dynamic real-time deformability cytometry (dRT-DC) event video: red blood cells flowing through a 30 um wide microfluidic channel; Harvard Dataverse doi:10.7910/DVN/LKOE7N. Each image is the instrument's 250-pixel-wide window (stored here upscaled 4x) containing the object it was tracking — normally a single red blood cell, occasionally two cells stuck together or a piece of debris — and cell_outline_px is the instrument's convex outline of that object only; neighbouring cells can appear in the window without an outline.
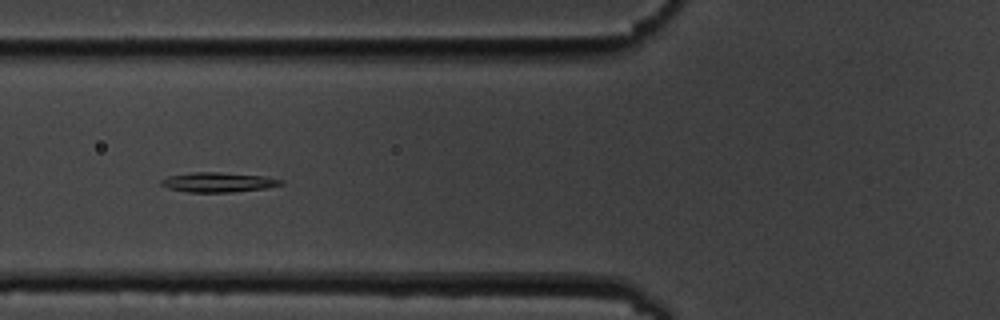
{"species": "common noctule bat (a hibernating species)", "species_latin": "Nyctalus noctula", "temperature_condition": "cold", "stored_images_in_passage": 12, "camera_frame_rate_fps": 3000, "um_per_image_px": 0.085, "animal": {"sex": "male", "body_mass_g": 19.5, "forearm_length_mm": 54.6}, "frame": {"image": 1, "passage_image": 6, "time_ms": 6.667, "image_size_px": [1000, 320], "cell_outline_px": [[284, 184], [264, 188], [232, 192], [188, 192], [168, 188], [160, 184], [160, 180], [168, 176], [192, 172], [220, 172], [268, 176], [284, 180]], "centroid_in_image_um": [18.57, 15.48], "position_along_channel_um": 107.2, "area_um2": 13.87}}
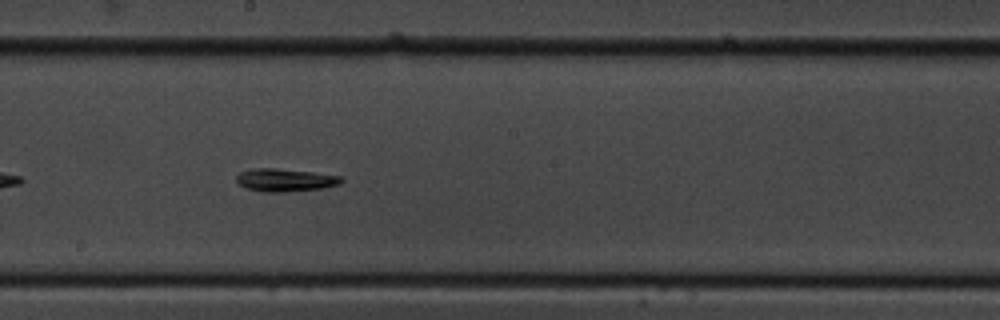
{"frame": {"image": 2, "passage_image": 9, "time_ms": 10.0, "image_size_px": [1000, 320], "cell_outline_px": [[344, 180], [340, 184], [324, 188], [280, 192], [260, 192], [248, 188], [240, 184], [236, 180], [236, 176], [240, 172], [256, 168], [276, 168], [312, 172], [340, 176]], "centroid_in_image_um": [24.25, 15.3], "position_along_channel_um": 224.0, "area_um2": 13.87}}
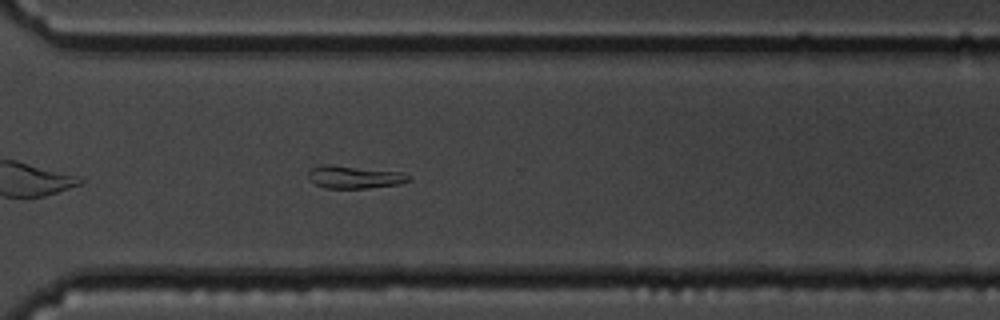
{"frame": {"image": 3, "passage_image": 12, "time_ms": 13.333, "image_size_px": [1000, 320], "cell_outline_px": [[412, 176], [408, 180], [400, 184], [368, 188], [324, 188], [316, 184], [308, 176], [308, 172], [312, 168], [320, 164], [328, 164], [404, 172]], "centroid_in_image_um": [30.15, 15.04], "position_along_channel_um": 340.5, "area_um2": 13.29}}